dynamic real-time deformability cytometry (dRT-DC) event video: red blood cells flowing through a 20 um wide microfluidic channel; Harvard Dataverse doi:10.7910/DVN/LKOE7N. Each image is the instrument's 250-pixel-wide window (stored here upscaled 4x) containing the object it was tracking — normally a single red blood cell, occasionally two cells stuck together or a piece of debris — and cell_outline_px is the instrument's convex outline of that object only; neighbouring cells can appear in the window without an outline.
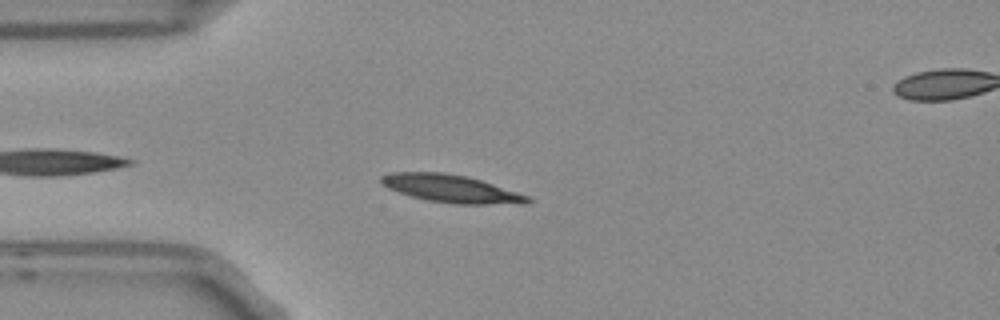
{"species": "Egyptian fruit bat (a non-hibernating species)", "species_latin": "Rousettus aegyptiacus", "temperature_condition": "room temperature", "stored_images_in_passage": 6, "camera_frame_rate_fps": 3000, "um_per_image_px": 0.085, "frame": {"image": 1, "passage_image": 3, "time_ms": 0.667, "image_size_px": [1000, 320], "cell_outline_px": [[532, 200], [528, 204], [452, 204], [424, 200], [388, 188], [380, 180], [380, 176], [392, 172], [444, 172], [464, 176], [480, 180], [528, 196]], "centroid_in_image_um": [38.34, 16.05], "position_along_channel_um": 46.7, "area_um2": 23.47}}
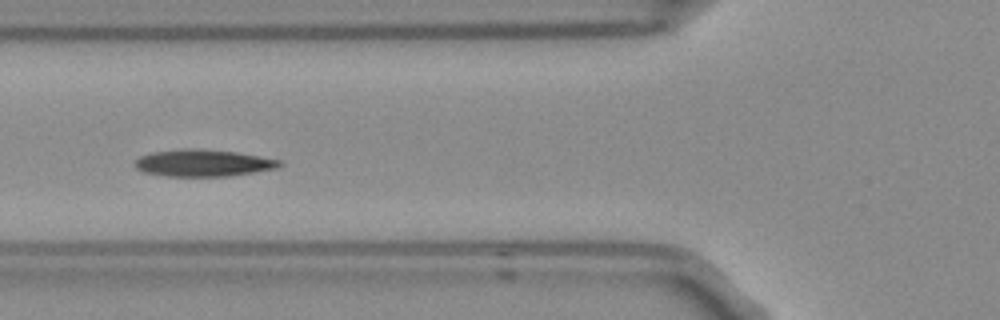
{"frame": {"image": 2, "passage_image": 5, "time_ms": 1.333, "image_size_px": [1000, 320], "cell_outline_px": [[284, 164], [280, 168], [232, 176], [168, 176], [144, 172], [136, 168], [136, 160], [140, 156], [152, 152], [180, 148], [196, 148], [236, 152], [260, 156], [280, 160]], "centroid_in_image_um": [17.32, 13.85], "position_along_channel_um": 108.5, "area_um2": 22.89}}